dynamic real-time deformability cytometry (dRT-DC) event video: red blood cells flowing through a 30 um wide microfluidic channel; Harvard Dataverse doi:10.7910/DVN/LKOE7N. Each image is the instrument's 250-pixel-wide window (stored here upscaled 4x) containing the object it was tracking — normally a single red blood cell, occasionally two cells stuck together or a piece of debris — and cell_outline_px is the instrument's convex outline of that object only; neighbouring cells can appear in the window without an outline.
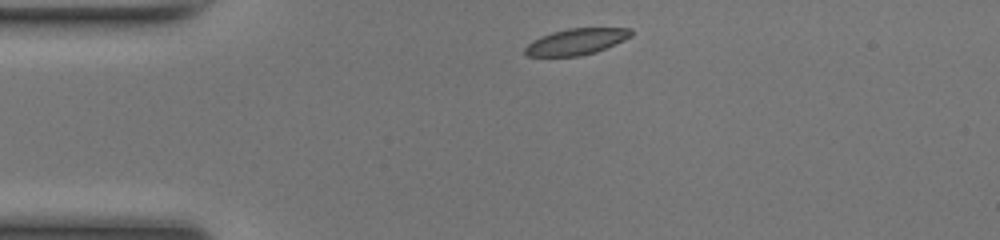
{"species": "common noctule bat (a hibernating species)", "species_latin": "Nyctalus noctula", "temperature_condition": "room temperature", "stored_images_in_passage": 40, "camera_frame_rate_fps": 3000, "um_per_image_px": 0.085, "animal": {"sex": "female", "body_mass_g": 17.0, "forearm_length_mm": 48.0}, "frame": {"image": 1, "passage_image": 1, "time_ms": 0.0, "image_size_px": [1000, 240], "cell_outline_px": [[632, 36], [624, 40], [596, 52], [580, 56], [528, 56], [524, 52], [524, 48], [532, 40], [540, 36], [552, 32], [568, 28], [632, 28]], "centroid_in_image_um": [48.97, 3.54], "position_along_channel_um": 36.0, "area_um2": 16.24}}
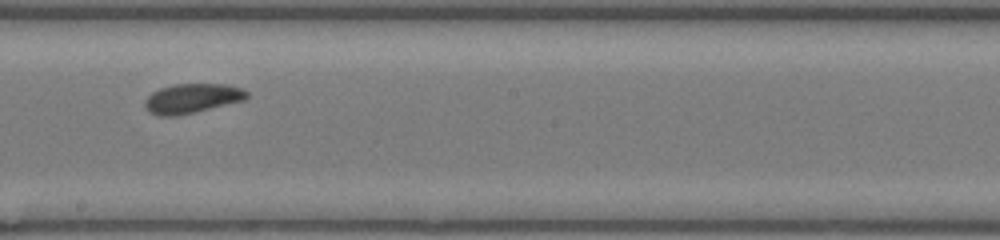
{"frame": {"image": 2, "passage_image": 18, "time_ms": 5.667, "image_size_px": [1000, 240], "cell_outline_px": [[248, 96], [244, 100], [196, 112], [176, 116], [160, 116], [148, 112], [144, 108], [144, 100], [152, 92], [160, 88], [172, 84], [228, 84], [240, 88], [248, 92]], "centroid_in_image_um": [16.28, 8.37], "position_along_channel_um": 231.9, "area_um2": 17.69}}
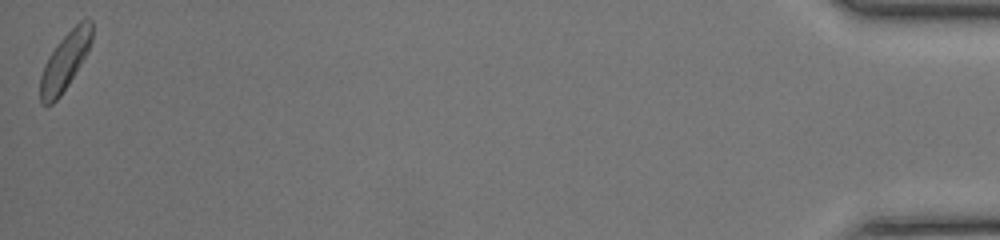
{"frame": {"image": 3, "passage_image": 40, "time_ms": 13.0, "image_size_px": [1000, 240], "cell_outline_px": [[92, 40], [88, 52], [68, 84], [60, 96], [52, 104], [40, 104], [40, 76], [44, 64], [48, 56], [56, 44], [80, 20], [92, 20]], "centroid_in_image_um": [5.51, 5.22], "position_along_channel_um": 429.7, "area_um2": 17.22}, "authors_computed_cell_mechanics": {"area_um2": 17.1955, "velocity_mm_per_s": 4.122, "shape_relaxation_time_tau1_ms": 3.5646, "shape_relaxation_time_tau2_ms": null, "deformation_change_tau1": 0.1276, "deformation_change_tau2": null}}